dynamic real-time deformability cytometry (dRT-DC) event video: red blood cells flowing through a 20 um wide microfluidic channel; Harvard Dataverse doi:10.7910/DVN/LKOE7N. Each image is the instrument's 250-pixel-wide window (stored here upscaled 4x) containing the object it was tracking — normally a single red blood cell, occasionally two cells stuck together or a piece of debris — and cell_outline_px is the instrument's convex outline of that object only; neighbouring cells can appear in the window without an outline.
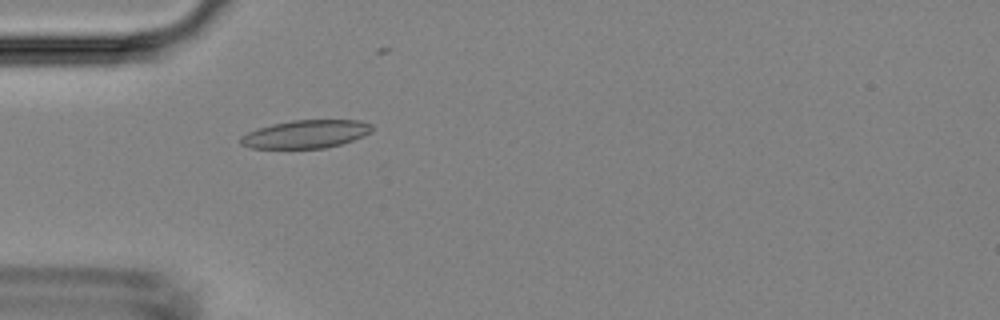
{"species": "Egyptian fruit bat (a non-hibernating species)", "species_latin": "Rousettus aegyptiacus", "temperature_condition": "room temperature", "stored_images_in_passage": 23, "camera_frame_rate_fps": 3000, "um_per_image_px": 0.085, "animal": {"sex": "female"}, "frame": {"image": 1, "passage_image": 9, "time_ms": 2.667, "image_size_px": [1000, 320], "cell_outline_px": [[372, 132], [364, 136], [340, 144], [324, 148], [252, 148], [240, 144], [240, 136], [256, 128], [272, 124], [292, 120], [360, 120], [372, 124]], "centroid_in_image_um": [25.99, 11.39], "position_along_channel_um": 59.0, "area_um2": 21.56}}
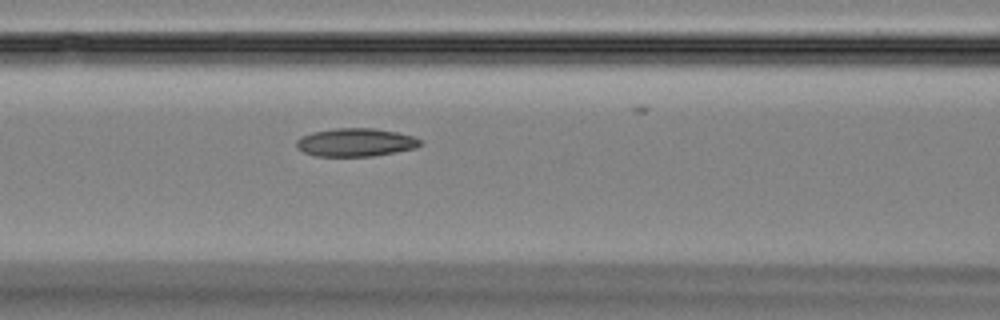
{"frame": {"image": 2, "passage_image": 15, "time_ms": 4.667, "image_size_px": [1000, 320], "cell_outline_px": [[424, 144], [416, 148], [396, 152], [372, 156], [316, 156], [304, 152], [296, 148], [296, 140], [300, 136], [312, 132], [336, 128], [372, 128], [396, 132], [412, 136], [420, 140]], "centroid_in_image_um": [30.21, 12.1], "position_along_channel_um": 136.4, "area_um2": 20.4}}
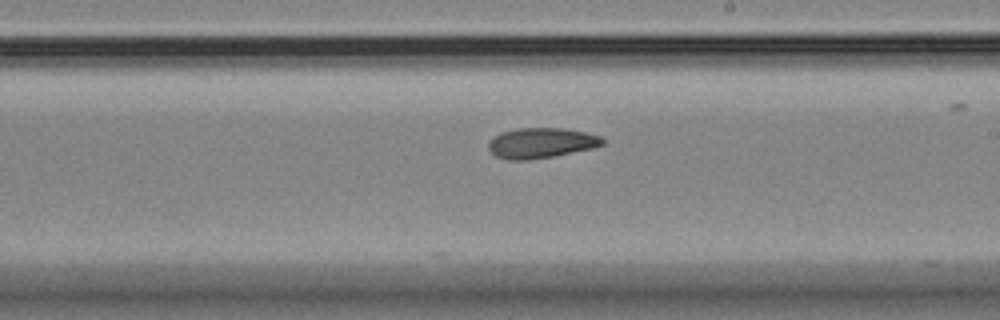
{"frame": {"image": 3, "passage_image": 23, "time_ms": 7.333, "image_size_px": [1000, 320], "cell_outline_px": [[604, 144], [592, 148], [552, 156], [528, 160], [508, 160], [496, 156], [488, 148], [488, 144], [500, 132], [516, 128], [564, 128], [584, 132], [600, 136], [604, 140]], "centroid_in_image_um": [45.99, 12.15], "position_along_channel_um": 243.0, "area_um2": 19.94}}